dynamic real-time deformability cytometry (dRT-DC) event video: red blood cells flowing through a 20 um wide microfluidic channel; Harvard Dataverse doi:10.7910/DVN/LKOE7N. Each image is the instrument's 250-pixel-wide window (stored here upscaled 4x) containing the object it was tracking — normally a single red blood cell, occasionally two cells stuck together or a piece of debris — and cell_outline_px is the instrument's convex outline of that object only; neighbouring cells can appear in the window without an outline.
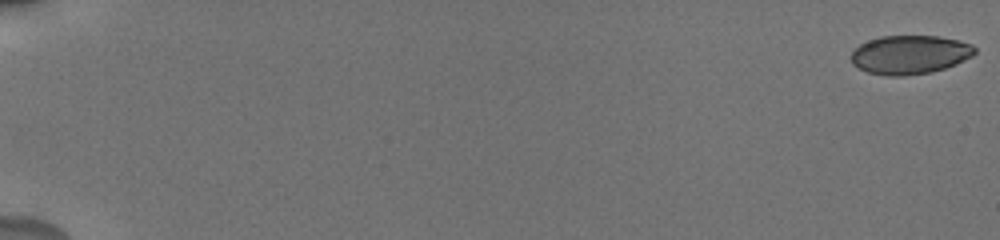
{"species": "human", "species_latin": "Homo sapiens", "temperature_condition": "cold", "stored_images_in_passage": 8, "camera_frame_rate_fps": 3000, "um_per_image_px": 0.085, "donor": {"sex": "male"}, "frame": {"image": 1, "passage_image": 1, "time_ms": 0.0, "image_size_px": [1000, 240], "cell_outline_px": [[976, 52], [972, 56], [956, 64], [932, 72], [904, 76], [888, 76], [868, 72], [852, 64], [852, 52], [860, 44], [868, 40], [880, 36], [940, 36], [972, 44], [976, 48]], "centroid_in_image_um": [77.35, 4.65], "position_along_channel_um": 7.7, "area_um2": 27.92}}
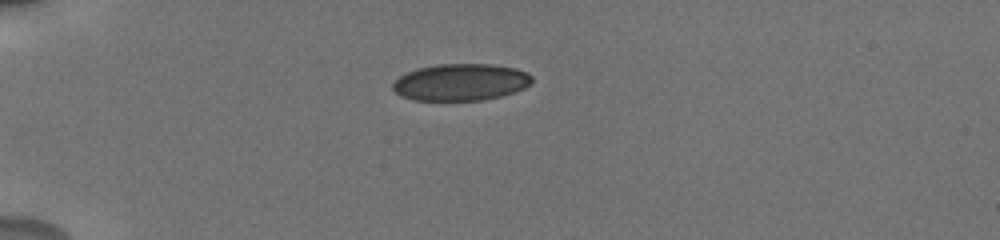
{"frame": {"image": 2, "passage_image": 6, "time_ms": 5.333, "image_size_px": [1000, 240], "cell_outline_px": [[532, 80], [524, 88], [500, 96], [484, 100], [412, 100], [400, 96], [392, 88], [392, 84], [400, 76], [416, 68], [440, 64], [492, 64], [516, 68], [532, 76]], "centroid_in_image_um": [39.13, 6.98], "position_along_channel_um": 45.9, "area_um2": 29.77}}
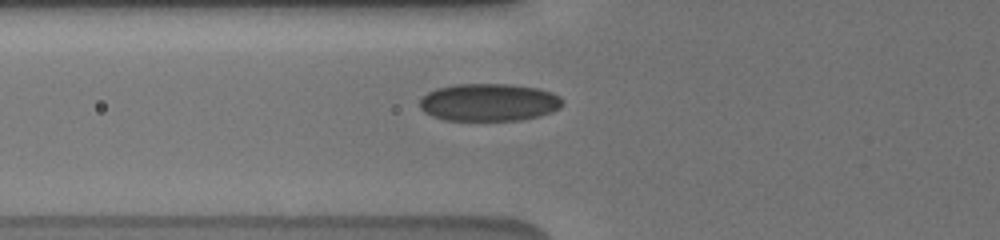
{"frame": {"image": 3, "passage_image": 8, "time_ms": 7.333, "image_size_px": [1000, 240], "cell_outline_px": [[564, 104], [560, 108], [552, 112], [520, 120], [444, 120], [432, 116], [424, 112], [420, 108], [420, 100], [428, 92], [436, 88], [456, 84], [512, 84], [540, 88], [552, 92], [560, 96], [564, 100]], "centroid_in_image_um": [41.59, 8.69], "position_along_channel_um": 84.2, "area_um2": 31.5}}